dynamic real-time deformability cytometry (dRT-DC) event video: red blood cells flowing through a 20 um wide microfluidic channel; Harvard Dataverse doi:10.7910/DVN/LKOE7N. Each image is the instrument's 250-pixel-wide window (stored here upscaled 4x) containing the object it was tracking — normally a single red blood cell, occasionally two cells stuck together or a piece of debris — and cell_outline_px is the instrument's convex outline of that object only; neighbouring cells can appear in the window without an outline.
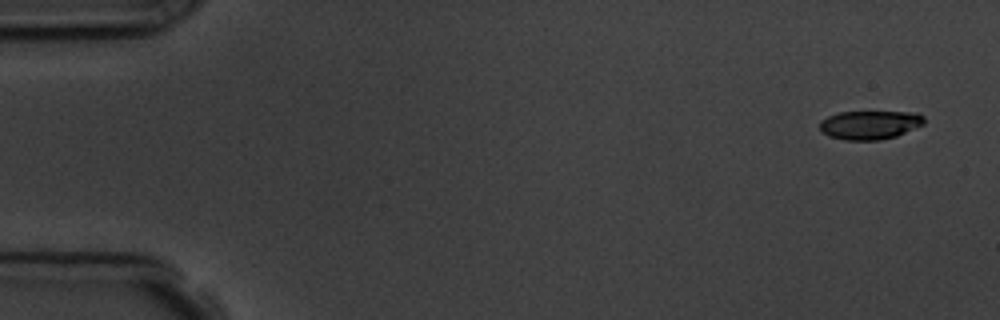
{"species": "common noctule bat (a hibernating species)", "species_latin": "Nyctalus noctula", "temperature_condition": "room temperature", "stored_images_in_passage": 5, "camera_frame_rate_fps": 3000, "um_per_image_px": 0.085, "animal": {"sex": "male", "body_mass_g": 19.5, "forearm_length_mm": 54.6}, "frame": {"image": 1, "passage_image": 1, "time_ms": 0.0, "image_size_px": [1000, 320], "cell_outline_px": [[924, 124], [896, 136], [880, 140], [844, 140], [828, 136], [820, 132], [820, 120], [828, 116], [840, 112], [916, 112], [924, 116]], "centroid_in_image_um": [73.91, 10.62], "position_along_channel_um": 11.1, "area_um2": 17.57}}
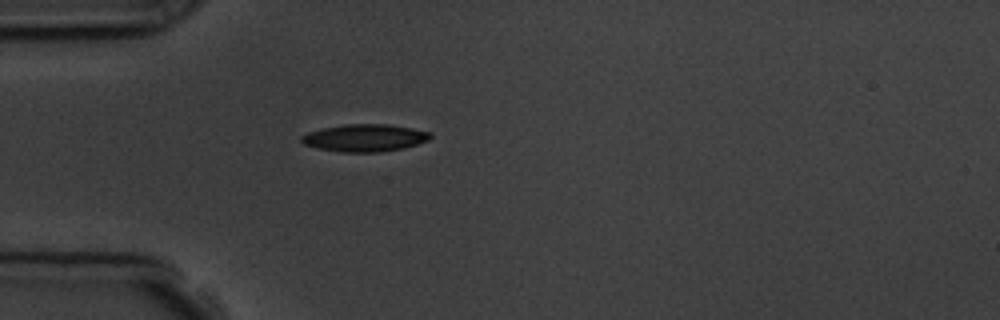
{"frame": {"image": 2, "passage_image": 5, "time_ms": 4.333, "image_size_px": [1000, 320], "cell_outline_px": [[432, 136], [428, 140], [404, 148], [380, 152], [340, 152], [316, 148], [304, 144], [300, 140], [300, 136], [308, 132], [324, 128], [344, 124], [388, 124], [432, 132]], "centroid_in_image_um": [30.99, 11.72], "position_along_channel_um": 54.0, "area_um2": 20.58}}